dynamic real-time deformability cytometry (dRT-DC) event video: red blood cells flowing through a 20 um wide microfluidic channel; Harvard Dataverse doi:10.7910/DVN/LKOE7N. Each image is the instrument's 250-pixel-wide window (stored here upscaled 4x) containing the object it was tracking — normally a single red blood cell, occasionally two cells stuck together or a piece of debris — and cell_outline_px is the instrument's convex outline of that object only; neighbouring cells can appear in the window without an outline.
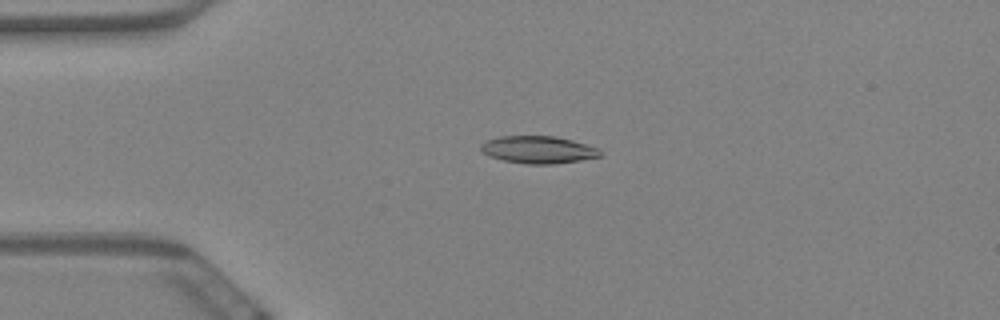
{"species": "Egyptian fruit bat (a non-hibernating species)", "species_latin": "Rousettus aegyptiacus", "temperature_condition": "warm", "stored_images_in_passage": 59, "camera_frame_rate_fps": 3000, "um_per_image_px": 0.085, "animal": {"sex": "female"}, "frame": {"image": 1, "passage_image": 14, "time_ms": 4.333, "image_size_px": [1000, 320], "cell_outline_px": [[600, 156], [580, 160], [552, 164], [528, 164], [504, 160], [492, 156], [484, 152], [480, 148], [480, 144], [488, 140], [500, 136], [556, 136], [572, 140], [600, 148]], "centroid_in_image_um": [45.78, 12.71], "position_along_channel_um": 39.2, "area_um2": 18.79}}
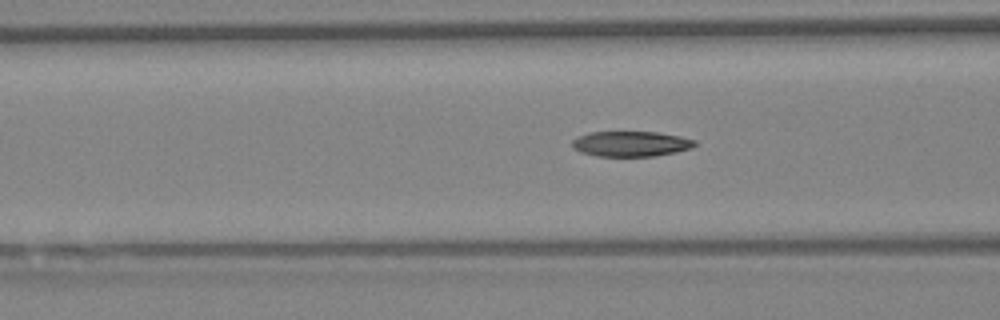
{"frame": {"image": 2, "passage_image": 23, "time_ms": 7.333, "image_size_px": [1000, 320], "cell_outline_px": [[696, 144], [692, 148], [676, 152], [656, 156], [596, 156], [580, 152], [572, 148], [572, 140], [588, 132], [656, 132], [680, 136], [696, 140]], "centroid_in_image_um": [53.63, 12.23], "position_along_channel_um": 113.0, "area_um2": 18.15}}
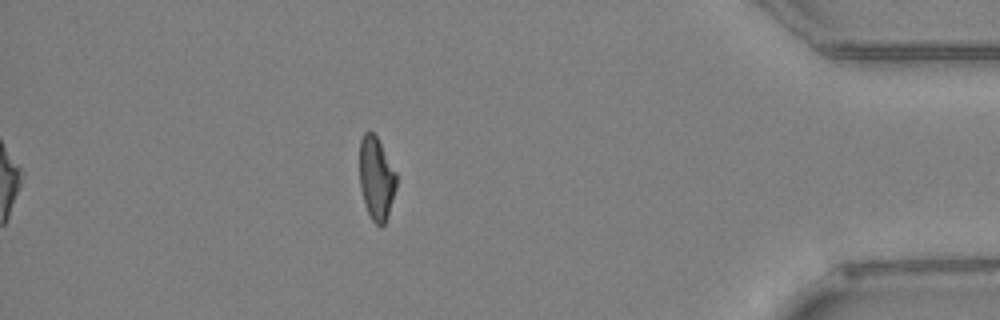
{"frame": {"image": 3, "passage_image": 52, "time_ms": 17.0, "image_size_px": [1000, 320], "cell_outline_px": [[396, 188], [388, 216], [384, 224], [380, 228], [372, 220], [364, 204], [360, 188], [360, 140], [364, 132], [372, 132], [376, 136], [396, 172]], "centroid_in_image_um": [31.98, 15.2], "position_along_channel_um": 403.2, "area_um2": 17.74}, "authors_computed_cell_mechanics": {"area_um2": 18.6694, "velocity_mm_per_s": 3.4595, "shape_relaxation_time_tau1_ms": 7.4412, "shape_relaxation_time_tau2_ms": 2.8751, "deformation_change_tau1": 0.2193, "deformation_change_tau2": 0.105}}